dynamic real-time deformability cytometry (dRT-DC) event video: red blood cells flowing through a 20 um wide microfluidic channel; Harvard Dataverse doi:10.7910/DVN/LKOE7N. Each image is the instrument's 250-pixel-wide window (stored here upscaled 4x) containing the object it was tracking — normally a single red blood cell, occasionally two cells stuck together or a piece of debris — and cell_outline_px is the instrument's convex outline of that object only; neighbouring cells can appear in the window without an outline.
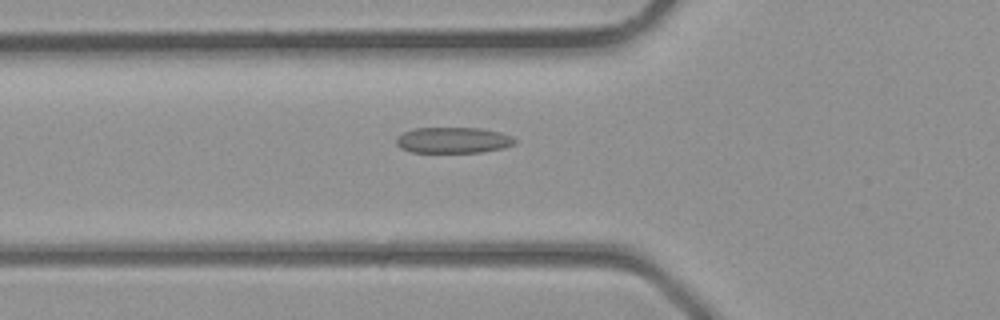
{"species": "common noctule bat (a hibernating species)", "species_latin": "Nyctalus noctula", "temperature_condition": "room temperature", "stored_images_in_passage": 38, "camera_frame_rate_fps": 3000, "um_per_image_px": 0.085, "animal": {"sex": "male", "body_mass_g": 23.1, "forearm_length_mm": 52.7}, "frame": {"image": 1, "passage_image": 14, "time_ms": 4.333, "image_size_px": [1000, 320], "cell_outline_px": [[516, 144], [504, 148], [480, 152], [412, 152], [400, 148], [396, 144], [396, 140], [404, 132], [416, 128], [480, 128], [500, 132], [512, 136], [516, 140]], "centroid_in_image_um": [38.56, 11.92], "position_along_channel_um": 87.2, "area_um2": 17.86}}
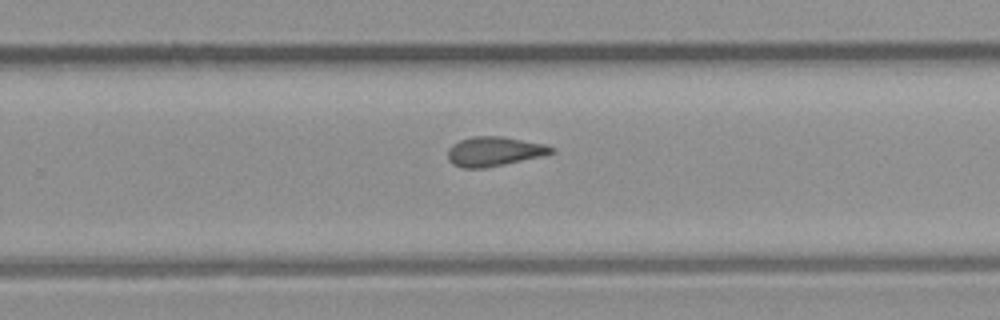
{"frame": {"image": 2, "passage_image": 25, "time_ms": 8.0, "image_size_px": [1000, 320], "cell_outline_px": [[556, 152], [544, 156], [484, 168], [460, 168], [452, 164], [448, 160], [448, 148], [452, 144], [460, 140], [476, 136], [500, 136], [544, 144], [556, 148]], "centroid_in_image_um": [42.01, 12.88], "position_along_channel_um": 287.8, "area_um2": 17.86}}
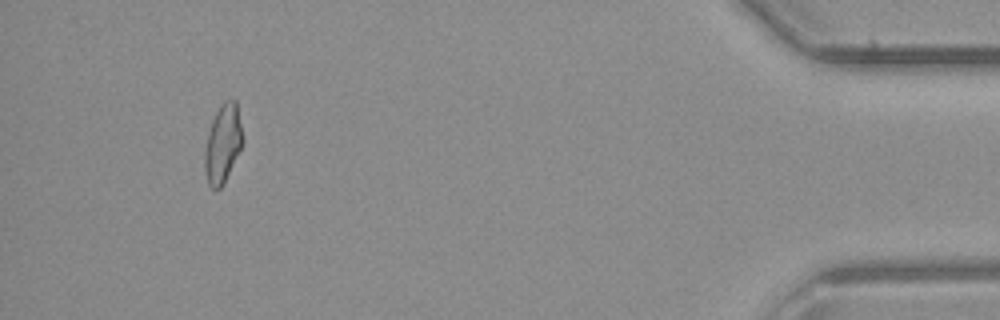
{"frame": {"image": 3, "passage_image": 36, "time_ms": 11.667, "image_size_px": [1000, 320], "cell_outline_px": [[244, 144], [224, 184], [220, 188], [212, 188], [208, 184], [204, 168], [204, 152], [208, 132], [212, 120], [216, 112], [224, 100], [232, 96], [236, 100], [244, 136]], "centroid_in_image_um": [18.97, 12.18], "position_along_channel_um": 416.2, "area_um2": 17.86}}